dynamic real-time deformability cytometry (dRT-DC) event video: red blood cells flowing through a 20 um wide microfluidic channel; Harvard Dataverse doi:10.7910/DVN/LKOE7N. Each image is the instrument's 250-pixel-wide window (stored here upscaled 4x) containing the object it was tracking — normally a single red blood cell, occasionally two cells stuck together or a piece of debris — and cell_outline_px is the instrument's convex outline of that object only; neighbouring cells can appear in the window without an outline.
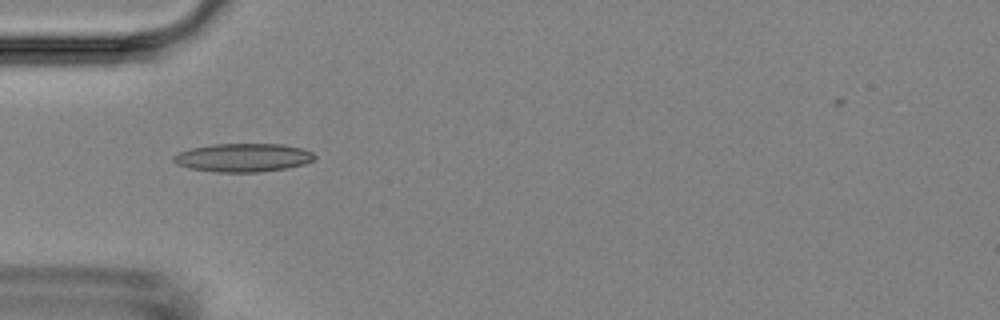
{"species": "Egyptian fruit bat (a non-hibernating species)", "species_latin": "Rousettus aegyptiacus", "temperature_condition": "room temperature", "stored_images_in_passage": 24, "camera_frame_rate_fps": 3000, "um_per_image_px": 0.085, "animal": {"sex": "female"}, "frame": {"image": 1, "passage_image": 1, "time_ms": 0.0, "image_size_px": [1000, 320], "cell_outline_px": [[316, 156], [312, 160], [304, 164], [284, 168], [256, 172], [216, 172], [188, 168], [176, 164], [172, 160], [172, 156], [180, 152], [192, 148], [212, 144], [284, 144], [300, 148], [312, 152]], "centroid_in_image_um": [20.62, 13.39], "position_along_channel_um": 64.4, "area_um2": 23.24}}
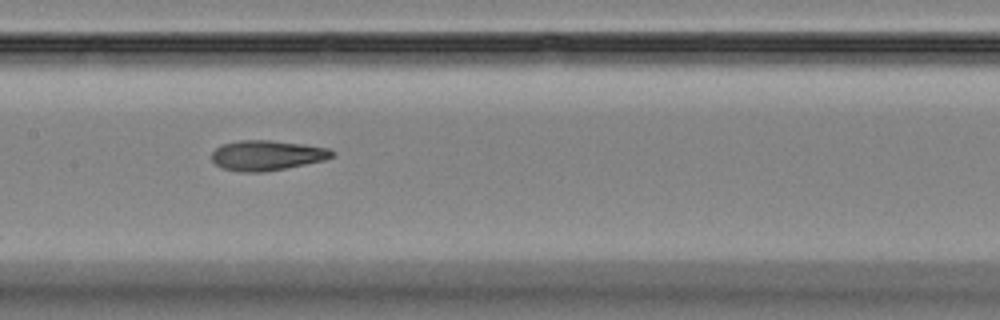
{"frame": {"image": 2, "passage_image": 11, "time_ms": 3.333, "image_size_px": [1000, 320], "cell_outline_px": [[336, 152], [332, 156], [324, 160], [284, 168], [260, 172], [240, 172], [220, 168], [212, 160], [212, 152], [220, 144], [236, 140], [272, 140], [304, 144], [328, 148]], "centroid_in_image_um": [22.64, 13.19], "position_along_channel_um": 184.8, "area_um2": 21.15}}